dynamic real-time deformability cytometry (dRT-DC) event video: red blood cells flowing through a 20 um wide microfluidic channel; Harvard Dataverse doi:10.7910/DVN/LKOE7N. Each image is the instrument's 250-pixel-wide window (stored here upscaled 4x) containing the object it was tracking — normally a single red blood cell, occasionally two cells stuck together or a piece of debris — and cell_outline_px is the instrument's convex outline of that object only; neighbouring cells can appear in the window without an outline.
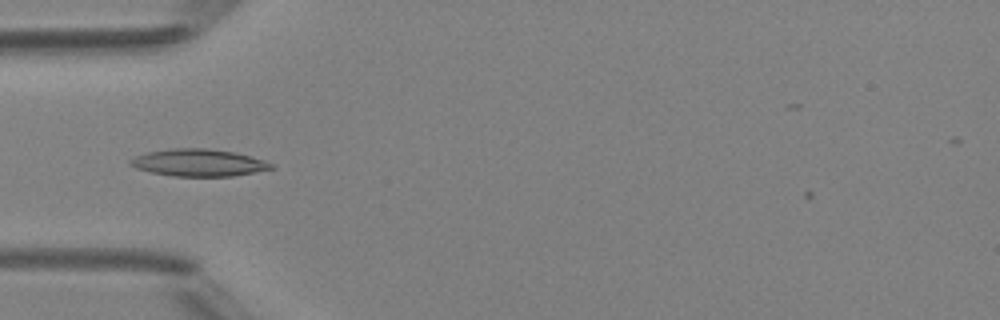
{"species": "Egyptian fruit bat (a non-hibernating species)", "species_latin": "Rousettus aegyptiacus", "temperature_condition": "room temperature", "stored_images_in_passage": 33, "camera_frame_rate_fps": 3000, "um_per_image_px": 0.085, "animal": {"sex": "female"}, "frame": {"image": 1, "passage_image": 1, "time_ms": 0.0, "image_size_px": [1000, 320], "cell_outline_px": [[276, 168], [232, 176], [172, 176], [152, 172], [136, 168], [128, 164], [128, 160], [136, 156], [148, 152], [168, 148], [204, 148], [236, 152], [252, 156], [264, 160], [272, 164]], "centroid_in_image_um": [16.88, 13.82], "position_along_channel_um": 68.1, "area_um2": 22.37}}
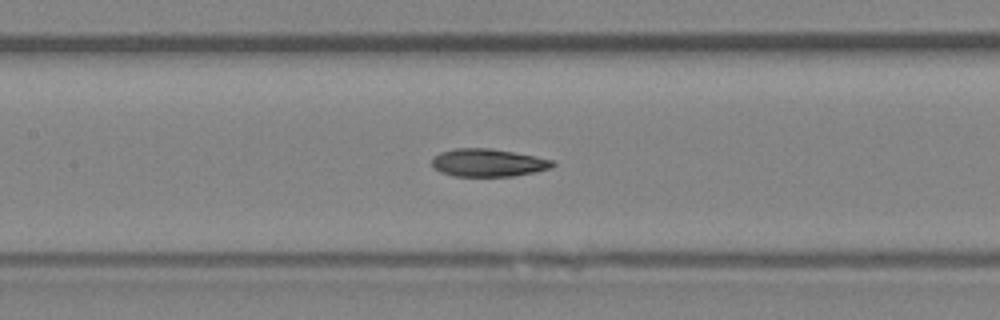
{"frame": {"image": 2, "passage_image": 8, "time_ms": 2.333, "image_size_px": [1000, 320], "cell_outline_px": [[556, 164], [552, 168], [512, 176], [456, 176], [440, 172], [432, 164], [432, 156], [440, 152], [452, 148], [492, 148], [536, 156], [552, 160]], "centroid_in_image_um": [41.47, 13.82], "position_along_channel_um": 165.9, "area_um2": 19.59}}
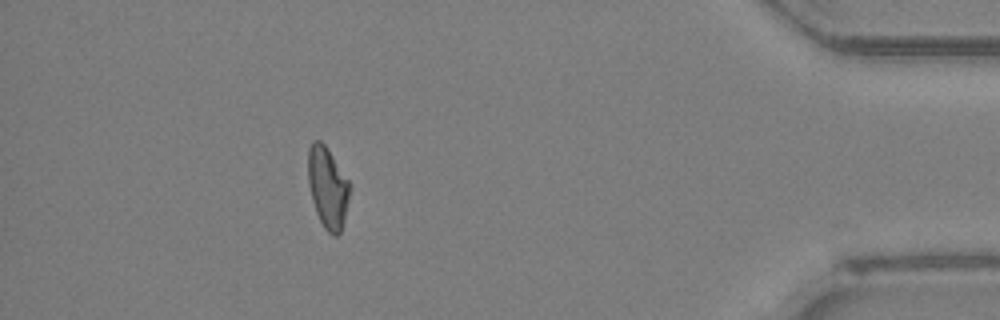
{"frame": {"image": 3, "passage_image": 29, "time_ms": 9.333, "image_size_px": [1000, 320], "cell_outline_px": [[352, 184], [344, 220], [340, 232], [336, 236], [332, 236], [324, 228], [316, 212], [312, 200], [308, 184], [308, 148], [312, 140], [320, 140], [328, 148]], "centroid_in_image_um": [27.86, 15.91], "position_along_channel_um": 407.3, "area_um2": 20.06}}